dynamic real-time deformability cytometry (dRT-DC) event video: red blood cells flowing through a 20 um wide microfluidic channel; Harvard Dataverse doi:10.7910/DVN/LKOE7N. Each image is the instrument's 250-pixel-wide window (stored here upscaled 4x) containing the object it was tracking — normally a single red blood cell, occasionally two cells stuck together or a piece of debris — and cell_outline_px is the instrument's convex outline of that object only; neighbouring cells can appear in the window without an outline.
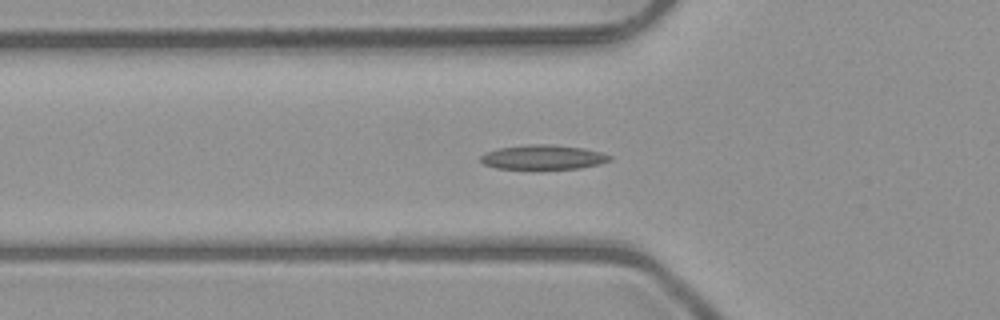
{"species": "common noctule bat (a hibernating species)", "species_latin": "Nyctalus noctula", "temperature_condition": "room temperature", "stored_images_in_passage": 39, "camera_frame_rate_fps": 3000, "um_per_image_px": 0.085, "animal": {"sex": "male", "body_mass_g": 23.1, "forearm_length_mm": 52.7}, "frame": {"image": 1, "passage_image": 7, "time_ms": 2.0, "image_size_px": [1000, 320], "cell_outline_px": [[612, 160], [600, 164], [580, 168], [496, 168], [484, 164], [480, 160], [480, 156], [484, 152], [500, 148], [528, 144], [548, 144], [584, 148], [600, 152], [612, 156]], "centroid_in_image_um": [46.17, 13.35], "position_along_channel_um": 79.6, "area_um2": 18.26}}
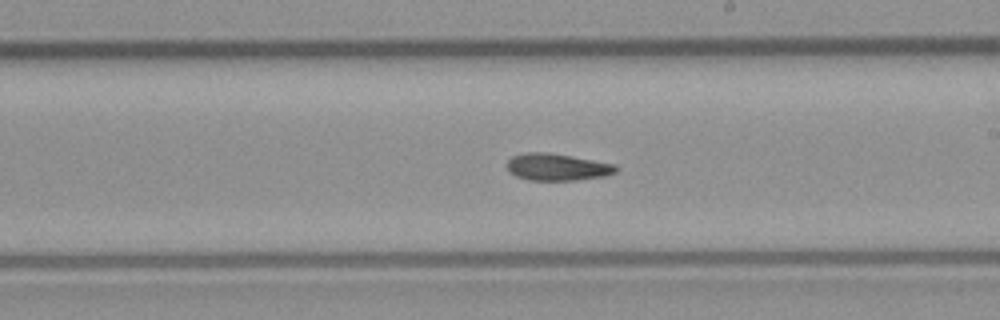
{"frame": {"image": 2, "passage_image": 19, "time_ms": 6.0, "image_size_px": [1000, 320], "cell_outline_px": [[620, 168], [616, 172], [608, 176], [576, 180], [528, 180], [516, 176], [508, 172], [508, 160], [512, 156], [528, 152], [544, 152], [572, 156], [616, 164]], "centroid_in_image_um": [47.4, 14.2], "position_along_channel_um": 241.6, "area_um2": 17.28}}
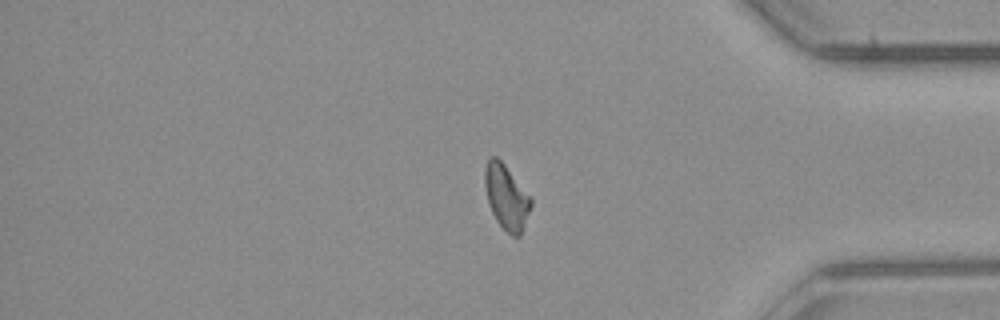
{"frame": {"image": 3, "passage_image": 32, "time_ms": 10.333, "image_size_px": [1000, 320], "cell_outline_px": [[532, 204], [520, 236], [512, 236], [496, 220], [488, 204], [484, 184], [484, 168], [488, 160], [492, 156], [496, 156], [504, 164], [532, 200]], "centroid_in_image_um": [43.01, 16.74], "position_along_channel_um": 392.2, "area_um2": 17.05}}